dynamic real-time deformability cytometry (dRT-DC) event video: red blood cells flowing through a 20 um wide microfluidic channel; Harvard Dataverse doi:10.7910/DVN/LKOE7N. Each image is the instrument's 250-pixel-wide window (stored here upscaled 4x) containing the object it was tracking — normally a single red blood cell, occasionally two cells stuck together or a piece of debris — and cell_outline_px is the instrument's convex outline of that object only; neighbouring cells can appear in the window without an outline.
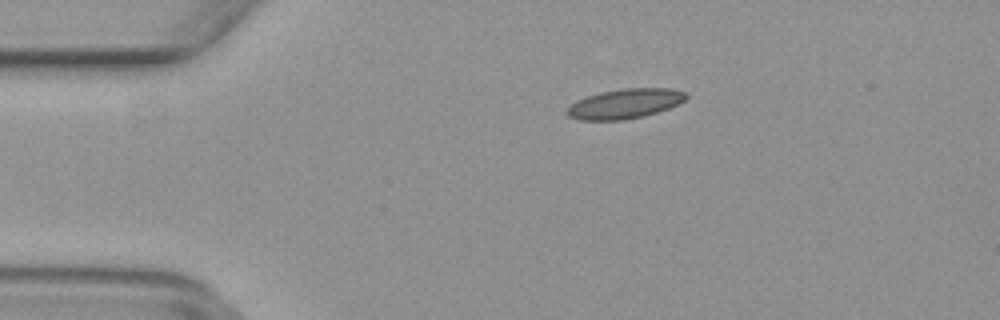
{"species": "common noctule bat (a hibernating species)", "species_latin": "Nyctalus noctula", "temperature_condition": "warm", "stored_images_in_passage": 42, "camera_frame_rate_fps": 3000, "um_per_image_px": 0.085, "animal": {"sex": "female", "body_mass_g": 29.2, "forearm_length_mm": 56.3}, "frame": {"image": 1, "passage_image": 2, "time_ms": 0.333, "image_size_px": [1000, 320], "cell_outline_px": [[688, 96], [680, 104], [644, 116], [624, 120], [580, 120], [568, 116], [564, 112], [576, 100], [600, 92], [620, 88], [668, 88], [688, 92]], "centroid_in_image_um": [53.13, 8.81], "position_along_channel_um": 31.9, "area_um2": 20.75}}
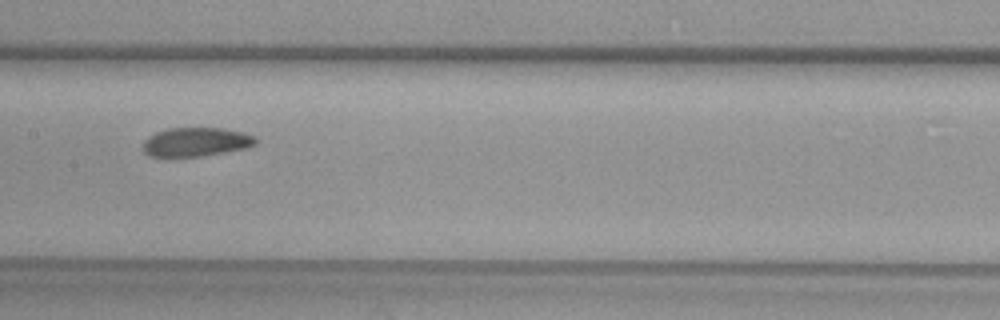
{"frame": {"image": 2, "passage_image": 17, "time_ms": 5.333, "image_size_px": [1000, 320], "cell_outline_px": [[256, 144], [248, 148], [200, 156], [148, 156], [144, 152], [144, 140], [148, 136], [156, 132], [168, 128], [224, 128], [244, 132], [256, 136]], "centroid_in_image_um": [16.69, 12.05], "position_along_channel_um": 190.7, "area_um2": 19.02}}
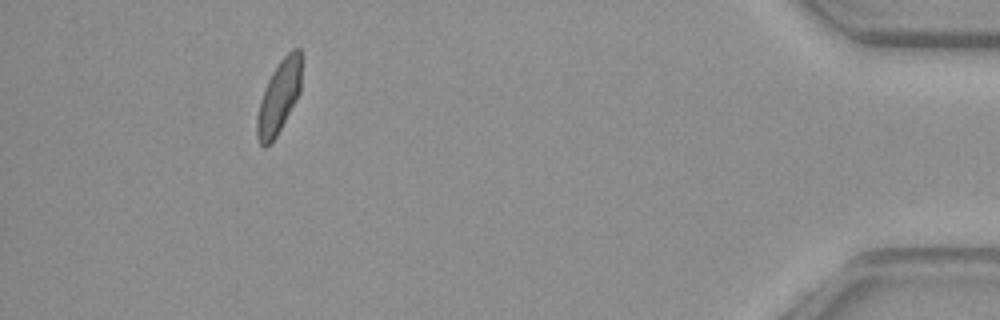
{"frame": {"image": 3, "passage_image": 38, "time_ms": 12.333, "image_size_px": [1000, 320], "cell_outline_px": [[304, 56], [300, 92], [296, 100], [276, 136], [264, 148], [260, 144], [256, 136], [256, 116], [260, 100], [264, 88], [272, 72], [280, 60], [292, 48], [300, 48]], "centroid_in_image_um": [23.74, 8.16], "position_along_channel_um": 411.5, "area_um2": 19.31}}